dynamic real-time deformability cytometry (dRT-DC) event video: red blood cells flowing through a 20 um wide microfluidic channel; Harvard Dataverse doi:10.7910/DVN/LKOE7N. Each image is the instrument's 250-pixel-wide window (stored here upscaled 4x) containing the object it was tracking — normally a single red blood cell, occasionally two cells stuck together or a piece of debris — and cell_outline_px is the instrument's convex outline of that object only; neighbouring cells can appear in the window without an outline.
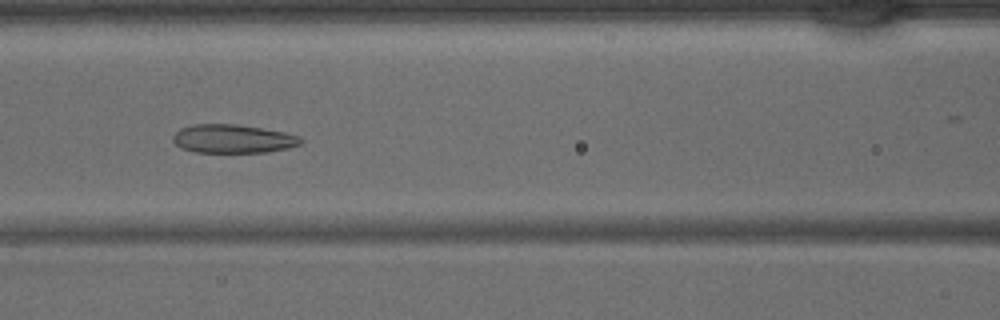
{"species": "common noctule bat (a hibernating species)", "species_latin": "Nyctalus noctula", "temperature_condition": "warm", "stored_images_in_passage": 31, "camera_frame_rate_fps": 3000, "um_per_image_px": 0.085, "animal": {"sex": "male", "body_mass_g": 15.6}, "frame": {"image": 1, "passage_image": 10, "time_ms": 3.0, "image_size_px": [1000, 320], "cell_outline_px": [[304, 140], [300, 144], [288, 148], [264, 152], [192, 152], [180, 148], [172, 140], [172, 136], [180, 128], [192, 124], [236, 124], [284, 132], [300, 136]], "centroid_in_image_um": [19.77, 11.79], "position_along_channel_um": 146.8, "area_um2": 21.33}}
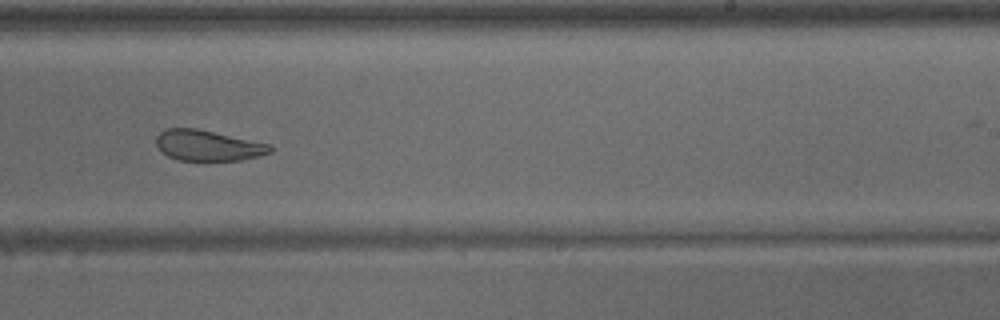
{"frame": {"image": 2, "passage_image": 18, "time_ms": 5.667, "image_size_px": [1000, 320], "cell_outline_px": [[272, 152], [260, 156], [240, 160], [176, 160], [168, 156], [156, 144], [156, 136], [160, 132], [168, 128], [196, 128], [272, 144]], "centroid_in_image_um": [17.71, 12.36], "position_along_channel_um": 271.3, "area_um2": 20.35}}